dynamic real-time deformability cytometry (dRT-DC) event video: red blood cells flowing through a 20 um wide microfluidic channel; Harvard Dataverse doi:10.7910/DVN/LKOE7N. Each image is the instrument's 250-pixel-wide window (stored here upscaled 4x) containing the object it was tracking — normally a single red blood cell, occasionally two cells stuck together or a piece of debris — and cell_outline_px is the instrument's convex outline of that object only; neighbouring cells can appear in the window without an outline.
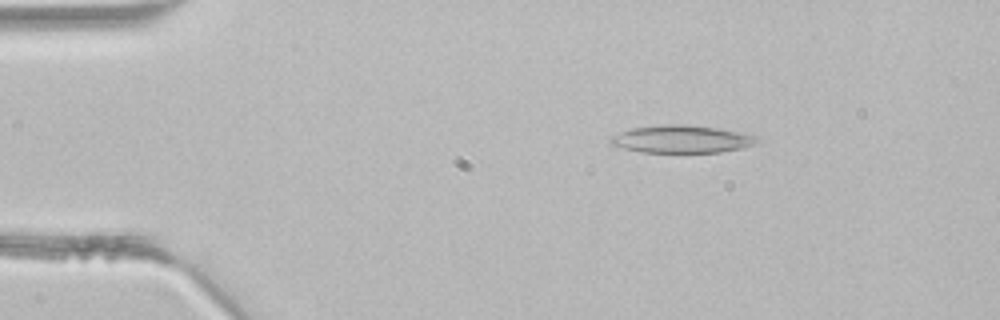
{"species": "common noctule bat (a hibernating species)", "species_latin": "Nyctalus noctula", "temperature_condition": "room temperature", "stored_images_in_passage": 2, "camera_frame_rate_fps": 3000, "um_per_image_px": 0.085, "animal": {"sex": "male", "body_mass_g": 21.5, "forearm_length_mm": 52.0}, "frame": {"image": 1, "passage_image": 1, "time_ms": 0.0, "image_size_px": [1000, 320], "cell_outline_px": [[756, 140], [752, 144], [744, 148], [720, 152], [640, 152], [624, 148], [612, 144], [608, 140], [612, 136], [620, 132], [632, 128], [660, 124], [684, 124], [716, 128], [756, 136]], "centroid_in_image_um": [57.88, 11.82], "position_along_channel_um": 27.1, "area_um2": 23.24}}